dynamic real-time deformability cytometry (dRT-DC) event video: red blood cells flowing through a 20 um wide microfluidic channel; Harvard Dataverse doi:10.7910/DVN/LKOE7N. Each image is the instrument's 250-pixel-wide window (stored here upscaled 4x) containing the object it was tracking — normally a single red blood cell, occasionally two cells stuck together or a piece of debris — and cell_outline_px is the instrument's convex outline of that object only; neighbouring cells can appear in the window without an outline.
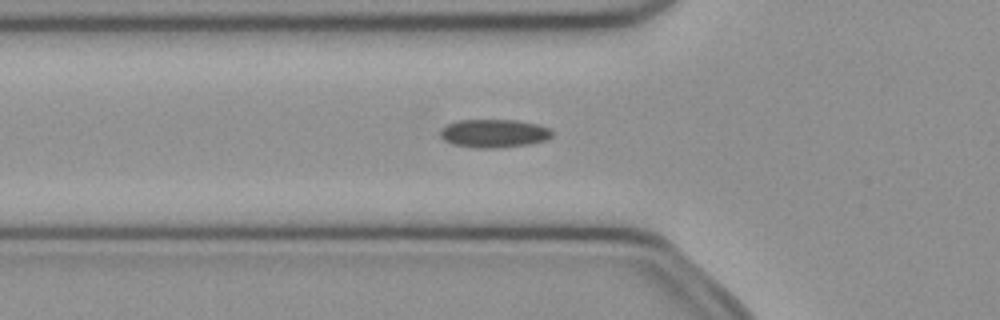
{"species": "common noctule bat (a hibernating species)", "species_latin": "Nyctalus noctula", "temperature_condition": "cold", "stored_images_in_passage": 50, "camera_frame_rate_fps": 3000, "um_per_image_px": 0.085, "animal": {"sex": "female", "body_mass_g": 21.9}, "frame": {"image": 1, "passage_image": 17, "time_ms": 5.333, "image_size_px": [1000, 320], "cell_outline_px": [[552, 136], [544, 140], [528, 144], [496, 148], [476, 148], [452, 144], [444, 140], [440, 136], [440, 128], [456, 120], [516, 120], [536, 124], [552, 128]], "centroid_in_image_um": [41.96, 11.33], "position_along_channel_um": 83.8, "area_um2": 18.5}}
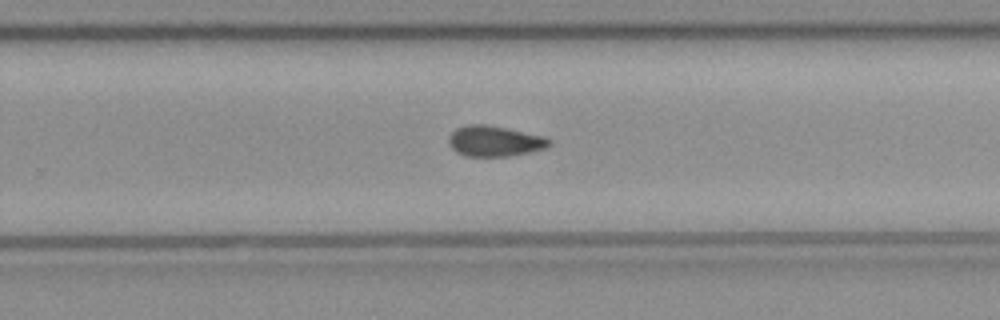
{"frame": {"image": 2, "passage_image": 32, "time_ms": 10.333, "image_size_px": [1000, 320], "cell_outline_px": [[552, 144], [548, 148], [508, 156], [468, 156], [456, 152], [448, 144], [448, 136], [456, 128], [468, 124], [484, 124], [548, 136], [552, 140]], "centroid_in_image_um": [42.08, 11.99], "position_along_channel_um": 287.7, "area_um2": 18.15}}
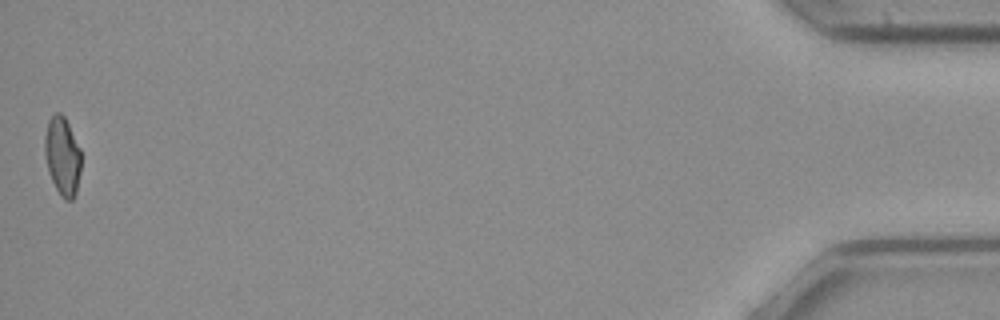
{"frame": {"image": 3, "passage_image": 50, "time_ms": 16.333, "image_size_px": [1000, 320], "cell_outline_px": [[80, 172], [76, 192], [72, 200], [64, 200], [60, 196], [48, 172], [44, 152], [44, 136], [48, 120], [56, 112], [60, 112], [64, 116], [80, 148]], "centroid_in_image_um": [5.29, 13.27], "position_along_channel_um": 429.9, "area_um2": 16.65}, "authors_computed_cell_mechanics": {"area_um2": 17.7446, "velocity_mm_per_s": 4.0578, "shape_relaxation_time_tau1_ms": null, "shape_relaxation_time_tau2_ms": 9.4307, "deformation_change_tau1": null, "deformation_change_tau2": 0.1345}}